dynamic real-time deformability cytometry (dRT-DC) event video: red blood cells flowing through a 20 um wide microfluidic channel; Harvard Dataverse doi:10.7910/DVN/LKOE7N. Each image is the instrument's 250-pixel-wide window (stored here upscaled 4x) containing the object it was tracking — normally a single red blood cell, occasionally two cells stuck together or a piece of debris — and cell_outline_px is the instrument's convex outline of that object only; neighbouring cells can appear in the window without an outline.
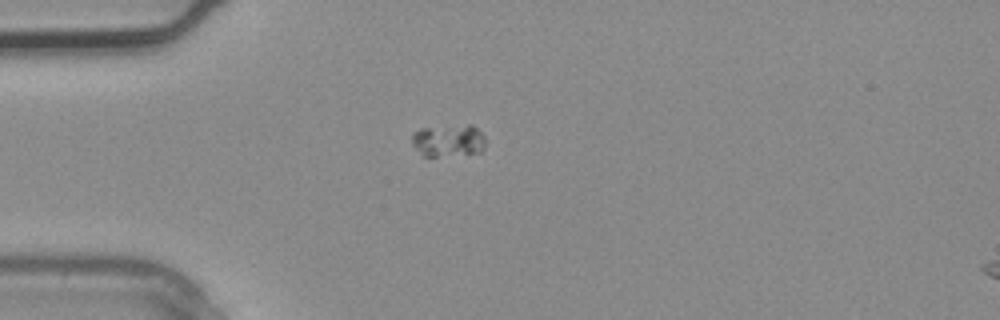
{"species": "common noctule bat (a hibernating species)", "species_latin": "Nyctalus noctula", "temperature_condition": "warm", "stored_images_in_passage": 1, "camera_frame_rate_fps": 3000, "um_per_image_px": 0.085, "animal": {"sex": "male", "body_mass_g": 20.4}, "frame": {"image": 1, "passage_image": 1, "time_ms": 0.0, "image_size_px": [1000, 320], "cell_outline_px": [[484, 148], [480, 152], [436, 156], [424, 156], [412, 144], [412, 132], [420, 128], [468, 124], [472, 124], [484, 136]], "centroid_in_image_um": [38.1, 11.92], "position_along_channel_um": 46.9, "area_um2": 13.76}}